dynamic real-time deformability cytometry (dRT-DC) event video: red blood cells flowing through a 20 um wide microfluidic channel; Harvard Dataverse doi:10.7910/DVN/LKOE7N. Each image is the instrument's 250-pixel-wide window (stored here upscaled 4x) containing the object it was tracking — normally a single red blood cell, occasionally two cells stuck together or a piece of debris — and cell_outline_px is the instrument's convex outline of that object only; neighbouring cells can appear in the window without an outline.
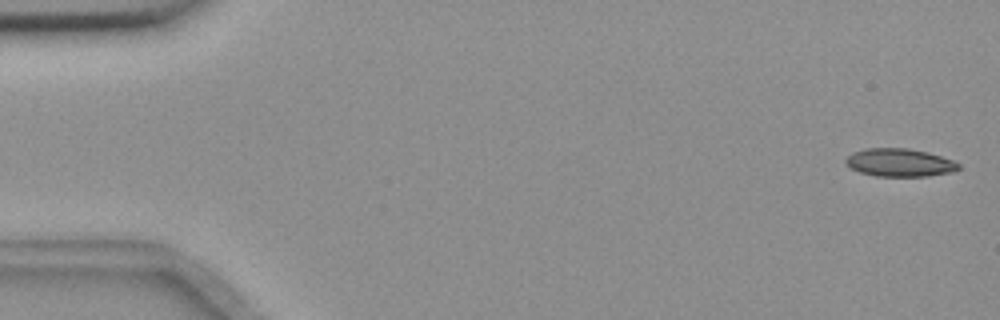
{"species": "common noctule bat (a hibernating species)", "species_latin": "Nyctalus noctula", "temperature_condition": "room temperature", "stored_images_in_passage": 6, "camera_frame_rate_fps": 3000, "um_per_image_px": 0.085, "animal": {"sex": "female", "body_mass_g": 18.4}, "frame": {"image": 1, "passage_image": 1, "time_ms": 0.0, "image_size_px": [1000, 320], "cell_outline_px": [[960, 168], [952, 172], [928, 176], [876, 176], [860, 172], [852, 168], [844, 160], [852, 152], [864, 148], [908, 148], [928, 152], [952, 160], [960, 164]], "centroid_in_image_um": [76.47, 13.81], "position_along_channel_um": 8.5, "area_um2": 18.38}}
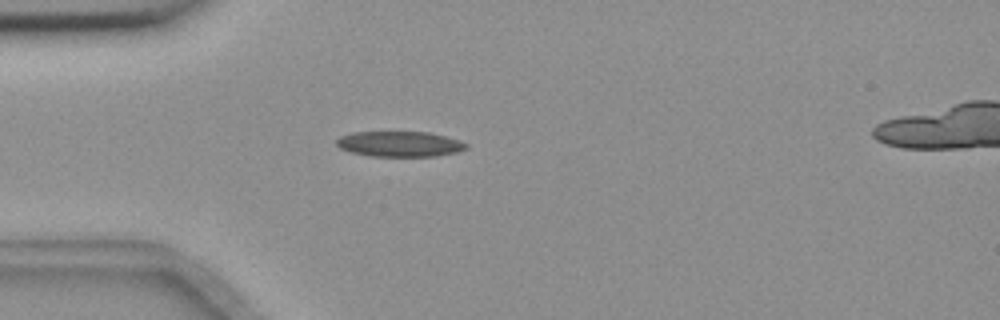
{"frame": {"image": 2, "passage_image": 5, "time_ms": 1.333, "image_size_px": [1000, 320], "cell_outline_px": [[468, 148], [456, 152], [436, 156], [368, 156], [352, 152], [340, 148], [336, 144], [336, 140], [340, 136], [352, 132], [428, 132], [460, 140], [468, 144]], "centroid_in_image_um": [33.97, 12.24], "position_along_channel_um": 51.0, "area_um2": 19.19}}